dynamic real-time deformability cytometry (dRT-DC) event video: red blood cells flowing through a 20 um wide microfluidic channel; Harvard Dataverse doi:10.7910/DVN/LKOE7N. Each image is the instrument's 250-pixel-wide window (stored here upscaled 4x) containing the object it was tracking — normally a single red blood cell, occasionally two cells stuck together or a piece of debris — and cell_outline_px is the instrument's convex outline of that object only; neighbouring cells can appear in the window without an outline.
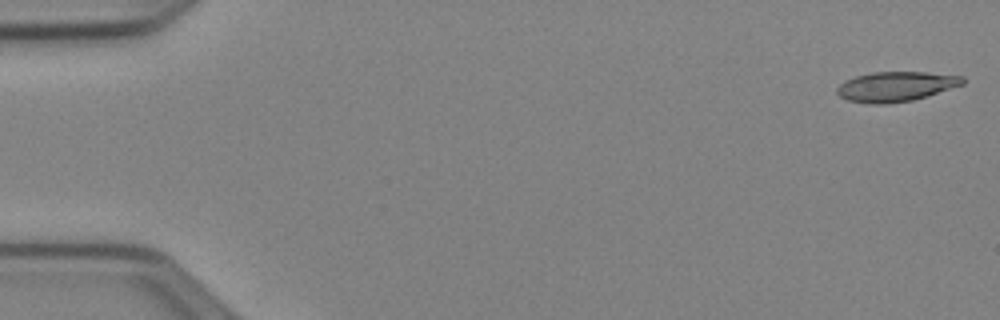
{"species": "Egyptian fruit bat (a non-hibernating species)", "species_latin": "Rousettus aegyptiacus", "temperature_condition": "cold", "stored_images_in_passage": 51, "camera_frame_rate_fps": 3000, "um_per_image_px": 0.085, "animal": {"sex": "female"}, "frame": {"image": 1, "passage_image": 1, "time_ms": 0.0, "image_size_px": [1000, 320], "cell_outline_px": [[964, 84], [912, 100], [888, 104], [868, 104], [848, 100], [840, 96], [836, 92], [836, 88], [844, 80], [856, 76], [872, 72], [924, 72], [964, 76]], "centroid_in_image_um": [76.11, 7.35], "position_along_channel_um": 8.9, "area_um2": 21.79}}
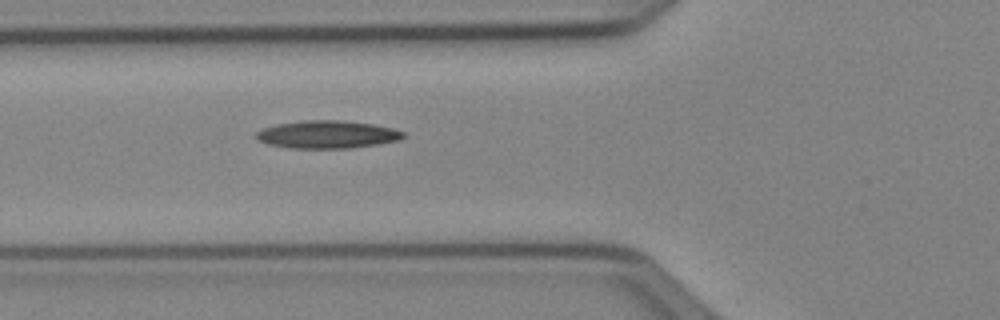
{"frame": {"image": 2, "passage_image": 19, "time_ms": 6.0, "image_size_px": [1000, 320], "cell_outline_px": [[408, 136], [400, 140], [376, 144], [348, 148], [292, 148], [268, 144], [260, 140], [256, 136], [256, 132], [264, 128], [276, 124], [304, 120], [344, 120], [372, 124], [392, 128], [404, 132]], "centroid_in_image_um": [27.85, 11.42], "position_along_channel_um": 97.9, "area_um2": 23.7}}
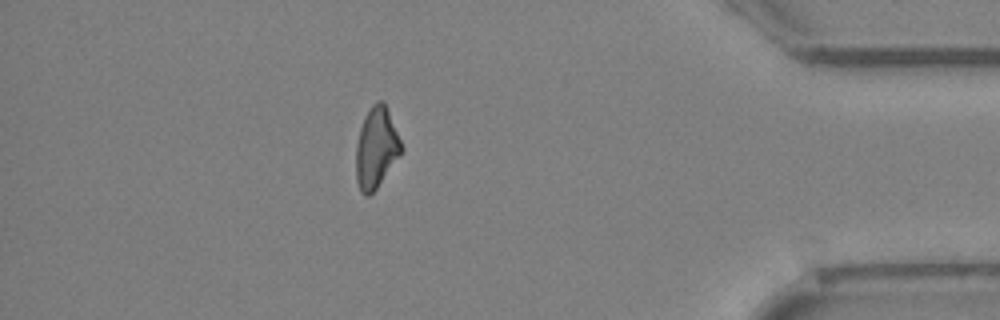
{"frame": {"image": 3, "passage_image": 45, "time_ms": 14.667, "image_size_px": [1000, 320], "cell_outline_px": [[404, 148], [376, 188], [368, 196], [364, 196], [360, 192], [356, 180], [356, 144], [360, 128], [364, 116], [372, 104], [376, 100], [384, 100]], "centroid_in_image_um": [31.96, 12.53], "position_along_channel_um": 403.2, "area_um2": 21.27}}